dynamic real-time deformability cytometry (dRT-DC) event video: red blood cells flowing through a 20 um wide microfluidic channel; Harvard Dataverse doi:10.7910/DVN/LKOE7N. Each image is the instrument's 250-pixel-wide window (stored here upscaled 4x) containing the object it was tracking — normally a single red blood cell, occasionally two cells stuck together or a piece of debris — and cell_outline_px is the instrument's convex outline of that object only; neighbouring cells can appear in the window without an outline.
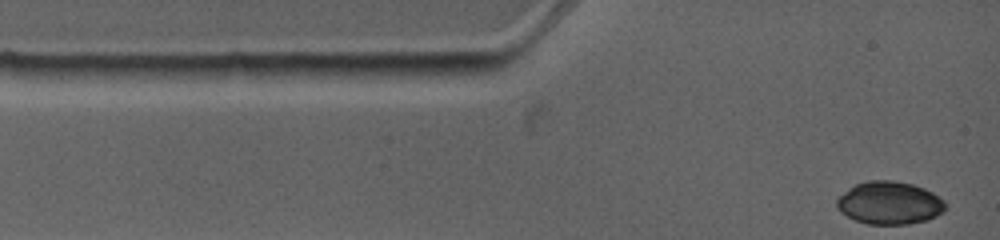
{"species": "common noctule bat (a hibernating species)", "species_latin": "Nyctalus noctula", "temperature_condition": "warm", "stored_images_in_passage": 10, "camera_frame_rate_fps": 4500, "um_per_image_px": 0.085, "animal": {"sex": "female", "body_mass_g": 19.0, "forearm_length_mm": 53.3}, "frame": {"image": 1, "passage_image": 1, "time_ms": 0.0, "image_size_px": [1000, 240], "cell_outline_px": [[944, 212], [928, 220], [908, 224], [868, 224], [856, 220], [840, 212], [836, 204], [836, 196], [848, 188], [856, 184], [868, 180], [892, 180], [912, 184], [924, 188], [932, 192], [944, 200]], "centroid_in_image_um": [75.58, 17.24], "position_along_channel_um": 9.4, "area_um2": 27.22}}
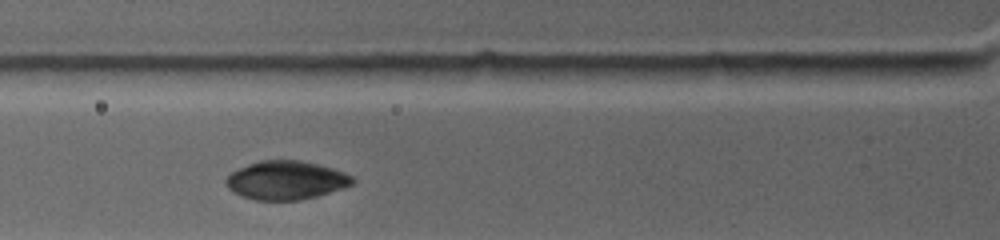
{"frame": {"image": 2, "passage_image": 5, "time_ms": 3.333, "image_size_px": [1000, 240], "cell_outline_px": [[356, 180], [352, 184], [316, 196], [300, 200], [256, 200], [240, 196], [232, 192], [224, 184], [224, 180], [232, 172], [248, 164], [260, 160], [300, 160], [332, 168], [344, 172], [352, 176]], "centroid_in_image_um": [24.26, 15.32], "position_along_channel_um": 101.5, "area_um2": 28.38}}
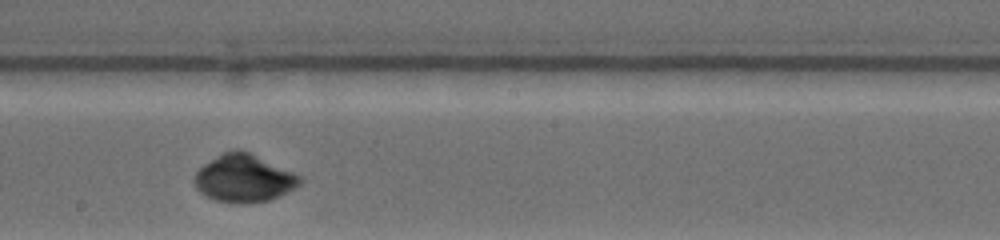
{"frame": {"image": 3, "passage_image": 9, "time_ms": 6.667, "image_size_px": [1000, 240], "cell_outline_px": [[304, 180], [300, 184], [288, 192], [280, 196], [268, 200], [248, 204], [236, 204], [216, 200], [200, 192], [196, 188], [192, 180], [192, 176], [204, 164], [216, 156], [224, 152], [236, 148], [240, 148], [292, 172], [300, 176]], "centroid_in_image_um": [20.7, 15.17], "position_along_channel_um": 227.5, "area_um2": 29.36}}